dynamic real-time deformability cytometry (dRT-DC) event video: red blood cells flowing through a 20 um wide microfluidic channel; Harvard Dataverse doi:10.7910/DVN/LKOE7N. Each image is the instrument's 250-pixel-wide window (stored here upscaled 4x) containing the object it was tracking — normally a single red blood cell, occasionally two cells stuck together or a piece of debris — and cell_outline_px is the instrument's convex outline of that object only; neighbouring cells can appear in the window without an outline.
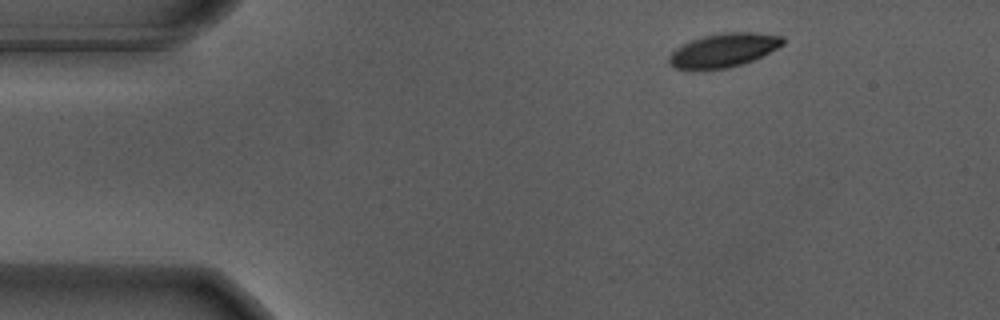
{"species": "Egyptian fruit bat (a non-hibernating species)", "species_latin": "Rousettus aegyptiacus", "temperature_condition": "warm", "stored_images_in_passage": 44, "camera_frame_rate_fps": 3000, "um_per_image_px": 0.085, "animal": {"sex": "male"}, "frame": {"image": 1, "passage_image": 1, "time_ms": 0.0, "image_size_px": [1000, 320], "cell_outline_px": [[784, 44], [752, 60], [728, 68], [688, 72], [676, 68], [668, 64], [668, 56], [680, 44], [704, 36], [724, 32], [756, 32], [784, 36]], "centroid_in_image_um": [61.43, 4.29], "position_along_channel_um": 23.6, "area_um2": 22.77}}
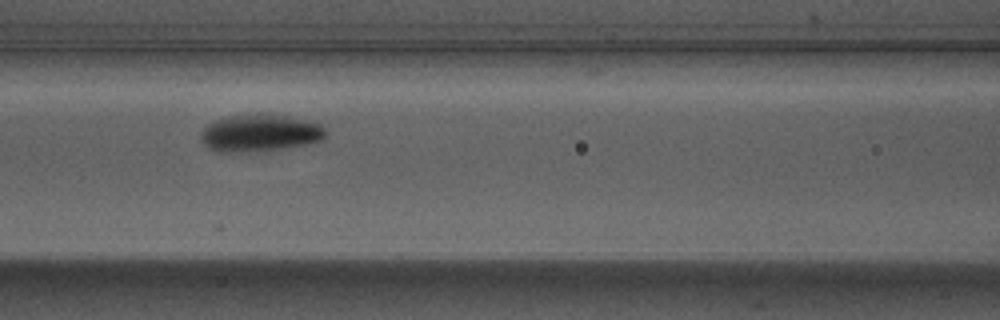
{"frame": {"image": 2, "passage_image": 17, "time_ms": 5.333, "image_size_px": [1000, 320], "cell_outline_px": [[324, 140], [308, 144], [284, 148], [232, 152], [220, 152], [208, 148], [200, 140], [200, 132], [208, 124], [216, 120], [228, 116], [256, 112], [264, 112], [288, 116], [308, 120], [320, 124], [324, 128]], "centroid_in_image_um": [22.08, 11.27], "position_along_channel_um": 144.5, "area_um2": 27.34}}
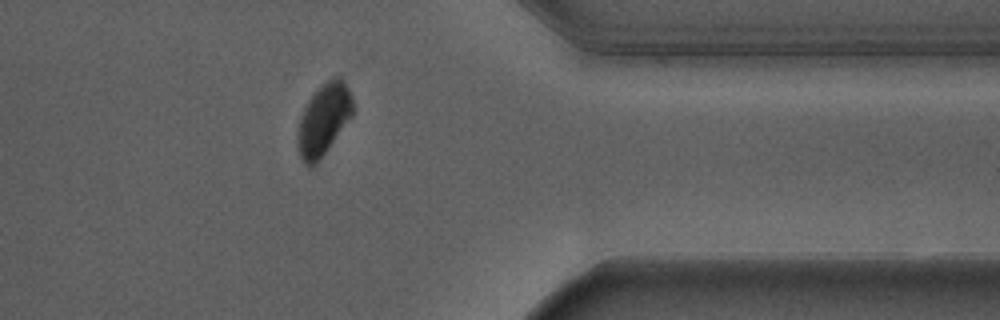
{"frame": {"image": 3, "passage_image": 38, "time_ms": 12.333, "image_size_px": [1000, 320], "cell_outline_px": [[352, 116], [316, 164], [312, 168], [308, 168], [304, 164], [300, 156], [300, 116], [308, 100], [320, 84], [332, 76], [340, 76], [344, 80], [352, 96]], "centroid_in_image_um": [27.54, 10.1], "position_along_channel_um": 383.9, "area_um2": 22.6}, "authors_computed_cell_mechanics": {"area_um2": 25.1141, "velocity_mm_per_s": 3.6409, "shape_relaxation_time_tau1_ms": 1.7176, "shape_relaxation_time_tau2_ms": null, "deformation_change_tau1": 0.1284, "deformation_change_tau2": null}}